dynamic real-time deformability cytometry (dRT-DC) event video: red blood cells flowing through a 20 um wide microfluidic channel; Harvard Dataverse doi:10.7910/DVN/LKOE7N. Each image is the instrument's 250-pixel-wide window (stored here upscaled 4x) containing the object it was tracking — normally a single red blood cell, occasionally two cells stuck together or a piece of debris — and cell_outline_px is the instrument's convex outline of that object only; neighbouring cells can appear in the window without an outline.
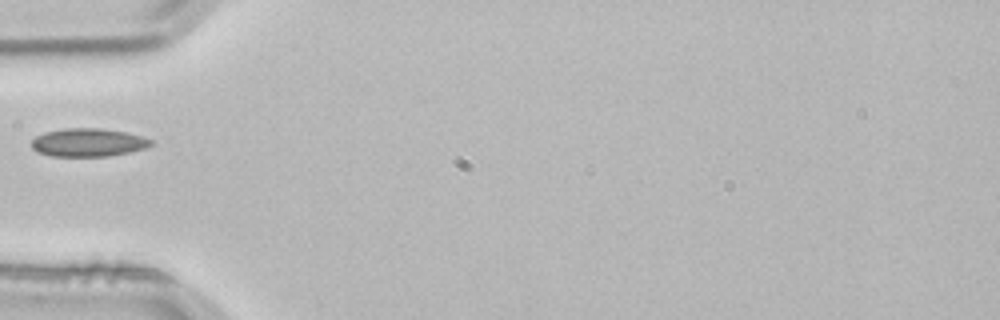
{"species": "common noctule bat (a hibernating species)", "species_latin": "Nyctalus noctula", "temperature_condition": "room temperature", "stored_images_in_passage": 1, "camera_frame_rate_fps": 3000, "um_per_image_px": 0.085, "animal": {"sex": "male", "body_mass_g": 21.5, "forearm_length_mm": 52.0}, "frame": {"image": 1, "passage_image": 1, "time_ms": 0.0, "image_size_px": [1000, 320], "cell_outline_px": [[152, 144], [144, 148], [128, 152], [108, 156], [52, 156], [40, 152], [32, 148], [32, 140], [36, 136], [44, 132], [64, 128], [100, 128], [128, 132], [144, 136], [152, 140]], "centroid_in_image_um": [7.51, 12.09], "position_along_channel_um": 77.5, "area_um2": 19.59}}